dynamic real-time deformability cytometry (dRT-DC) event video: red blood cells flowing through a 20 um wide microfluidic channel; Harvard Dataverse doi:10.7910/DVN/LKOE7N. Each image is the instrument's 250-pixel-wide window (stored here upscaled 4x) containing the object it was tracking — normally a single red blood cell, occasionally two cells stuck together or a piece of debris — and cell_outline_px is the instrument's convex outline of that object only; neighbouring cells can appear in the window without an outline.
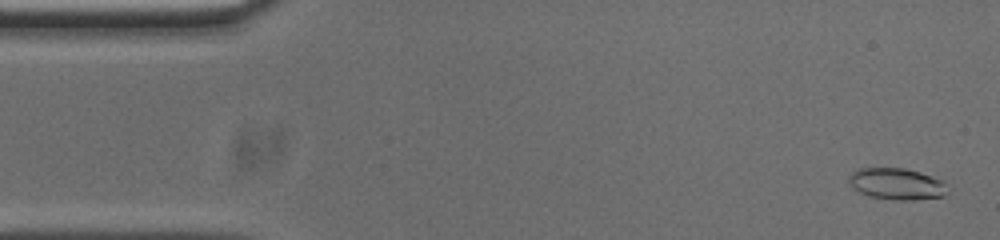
{"species": "common noctule bat (a hibernating species)", "species_latin": "Nyctalus noctula", "temperature_condition": "cold", "stored_images_in_passage": 53, "camera_frame_rate_fps": 3000, "um_per_image_px": 0.085, "animal": {"sex": "male", "body_mass_g": 20.0, "forearm_length_mm": 53.3}, "frame": {"image": 1, "passage_image": 2, "time_ms": 0.333, "image_size_px": [1000, 240], "cell_outline_px": [[948, 184], [944, 196], [912, 200], [896, 200], [872, 196], [860, 192], [848, 184], [848, 176], [852, 172], [860, 168], [904, 168], [920, 172], [932, 176]], "centroid_in_image_um": [76.21, 15.62], "position_along_channel_um": 8.8, "area_um2": 18.03}}
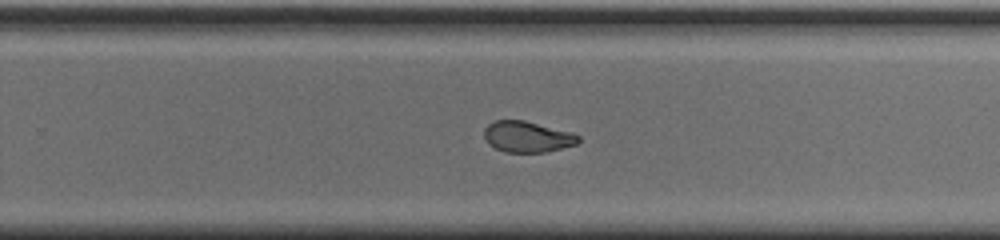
{"frame": {"image": 2, "passage_image": 33, "time_ms": 10.667, "image_size_px": [1000, 240], "cell_outline_px": [[580, 140], [576, 144], [544, 152], [504, 152], [488, 144], [484, 136], [484, 128], [492, 120], [524, 120], [572, 132], [580, 136]], "centroid_in_image_um": [44.79, 11.61], "position_along_channel_um": 285.0, "area_um2": 17.05}}
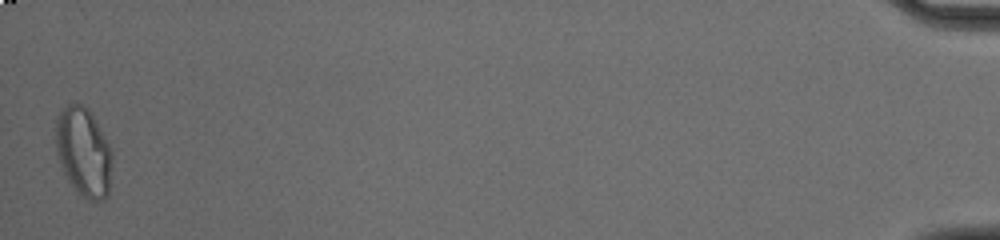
{"frame": {"image": 3, "passage_image": 53, "time_ms": 17.333, "image_size_px": [1000, 240], "cell_outline_px": [[112, 164], [108, 196], [104, 200], [92, 200], [84, 196], [68, 180], [60, 164], [56, 152], [56, 116], [68, 104], [84, 104], [88, 108], [108, 144], [112, 152]], "centroid_in_image_um": [7.1, 12.91], "position_along_channel_um": 428.1, "area_um2": 28.84}, "authors_computed_cell_mechanics": {"area_um2": 18.0336, "velocity_mm_per_s": 3.7373, "shape_relaxation_time_tau1_ms": null, "shape_relaxation_time_tau2_ms": 1.7219, "deformation_change_tau1": null, "deformation_change_tau2": 0.0717}}